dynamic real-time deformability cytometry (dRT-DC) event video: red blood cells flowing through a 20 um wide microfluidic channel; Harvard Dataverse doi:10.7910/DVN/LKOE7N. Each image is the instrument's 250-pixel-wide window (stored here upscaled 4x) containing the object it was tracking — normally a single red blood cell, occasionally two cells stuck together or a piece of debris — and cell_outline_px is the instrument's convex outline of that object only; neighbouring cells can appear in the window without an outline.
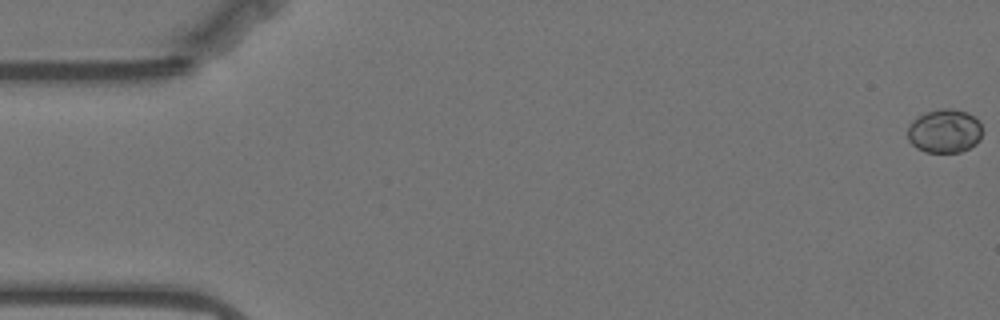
{"species": "Egyptian fruit bat (a non-hibernating species)", "species_latin": "Rousettus aegyptiacus", "temperature_condition": "warm", "stored_images_in_passage": 35, "camera_frame_rate_fps": 3000, "um_per_image_px": 0.085, "animal": {"sex": "female"}, "frame": {"image": 1, "passage_image": 1, "time_ms": 0.0, "image_size_px": [1000, 320], "cell_outline_px": [[980, 140], [976, 144], [960, 152], [924, 152], [916, 148], [908, 140], [908, 128], [912, 120], [928, 112], [940, 108], [948, 108], [968, 112], [980, 124]], "centroid_in_image_um": [80.26, 11.15], "position_along_channel_um": 4.7, "area_um2": 18.84}}
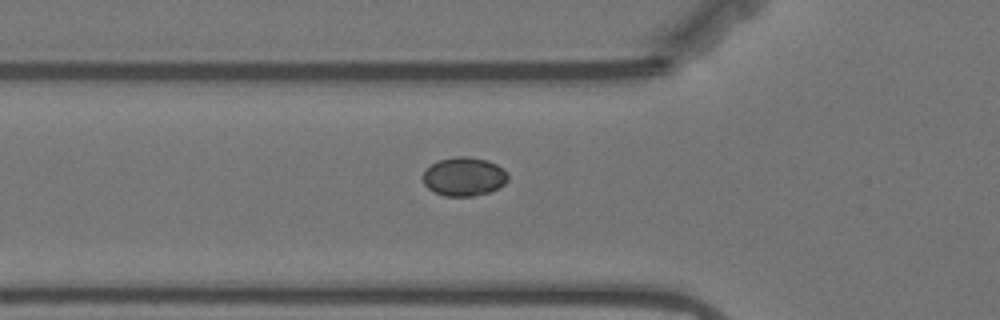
{"frame": {"image": 2, "passage_image": 20, "time_ms": 6.333, "image_size_px": [1000, 320], "cell_outline_px": [[508, 180], [504, 184], [488, 192], [472, 196], [444, 196], [428, 188], [424, 184], [420, 176], [432, 164], [440, 160], [456, 156], [468, 156], [488, 160], [496, 164], [508, 176]], "centroid_in_image_um": [39.4, 15.01], "position_along_channel_um": 86.4, "area_um2": 19.02}}
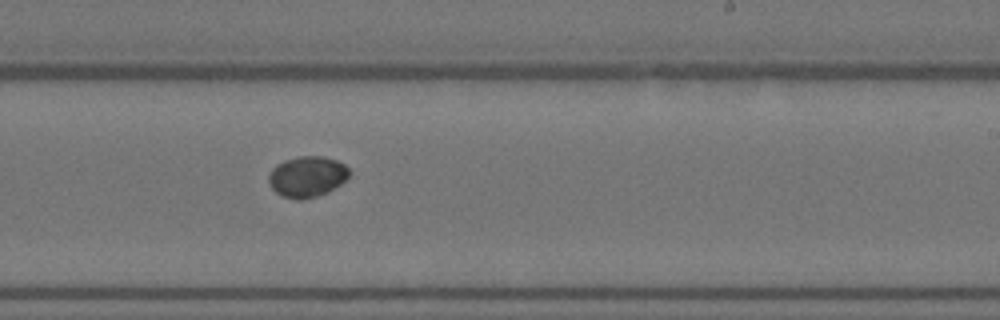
{"frame": {"image": 3, "passage_image": 35, "time_ms": 11.333, "image_size_px": [1000, 320], "cell_outline_px": [[352, 172], [340, 184], [328, 192], [316, 196], [300, 200], [296, 200], [280, 196], [268, 184], [268, 176], [272, 168], [276, 164], [284, 160], [300, 156], [324, 156], [336, 160], [344, 164]], "centroid_in_image_um": [26.08, 15.01], "position_along_channel_um": 262.9, "area_um2": 19.36}}